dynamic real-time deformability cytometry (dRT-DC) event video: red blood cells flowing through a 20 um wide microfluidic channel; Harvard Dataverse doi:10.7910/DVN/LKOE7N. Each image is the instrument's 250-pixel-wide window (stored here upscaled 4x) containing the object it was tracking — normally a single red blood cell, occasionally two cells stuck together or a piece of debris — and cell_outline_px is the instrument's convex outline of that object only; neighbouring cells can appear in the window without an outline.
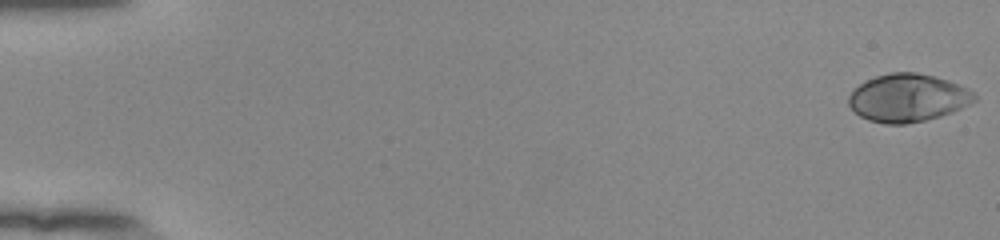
{"species": "human", "species_latin": "Homo sapiens", "temperature_condition": "room temperature", "stored_images_in_passage": 54, "camera_frame_rate_fps": 3000, "um_per_image_px": 0.085, "donor": {"sex": "female"}, "frame": {"image": 1, "passage_image": 1, "time_ms": 0.0, "image_size_px": [1000, 240], "cell_outline_px": [[976, 100], [952, 112], [940, 116], [924, 120], [904, 124], [884, 124], [868, 120], [860, 116], [848, 104], [848, 96], [860, 84], [876, 76], [892, 72], [916, 72], [948, 80], [968, 88], [976, 96]], "centroid_in_image_um": [77.16, 8.32], "position_along_channel_um": 7.8, "area_um2": 34.8}}
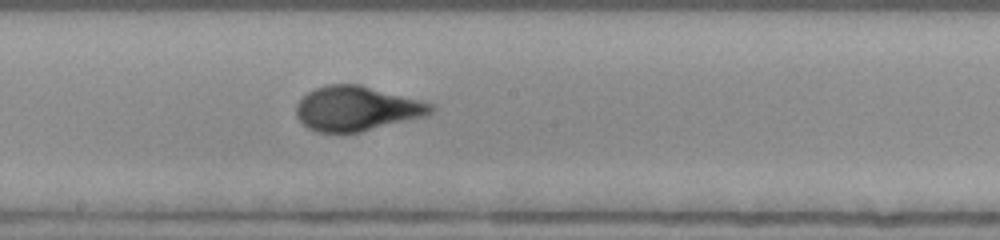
{"frame": {"image": 2, "passage_image": 31, "time_ms": 10.0, "image_size_px": [1000, 240], "cell_outline_px": [[436, 108], [428, 116], [360, 132], [316, 132], [308, 128], [296, 116], [296, 104], [308, 92], [316, 88], [328, 84], [360, 84], [436, 104]], "centroid_in_image_um": [30.37, 9.22], "position_along_channel_um": 217.8, "area_um2": 35.26}}
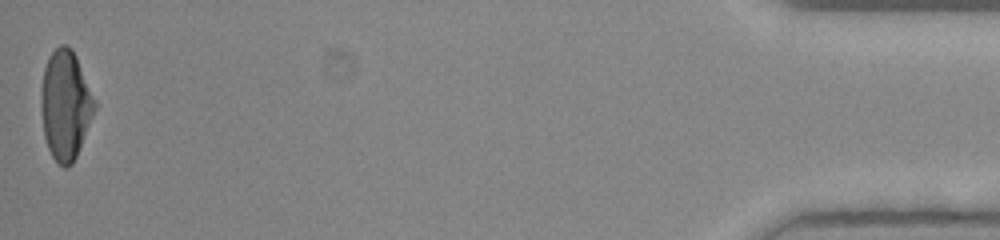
{"frame": {"image": 3, "passage_image": 54, "time_ms": 17.667, "image_size_px": [1000, 240], "cell_outline_px": [[96, 108], [76, 156], [72, 164], [68, 168], [64, 168], [56, 164], [48, 148], [44, 136], [40, 108], [40, 92], [44, 68], [48, 56], [60, 44], [64, 44], [72, 48], [76, 56], [96, 100]], "centroid_in_image_um": [5.54, 8.93], "position_along_channel_um": 429.7, "area_um2": 34.45}, "authors_computed_cell_mechanics": {"area_um2": 34.1309, "velocity_mm_per_s": 3.8987, "shape_relaxation_time_tau1_ms": 4.8653, "shape_relaxation_time_tau2_ms": null, "deformation_change_tau1": 0.2326, "deformation_change_tau2": null}}